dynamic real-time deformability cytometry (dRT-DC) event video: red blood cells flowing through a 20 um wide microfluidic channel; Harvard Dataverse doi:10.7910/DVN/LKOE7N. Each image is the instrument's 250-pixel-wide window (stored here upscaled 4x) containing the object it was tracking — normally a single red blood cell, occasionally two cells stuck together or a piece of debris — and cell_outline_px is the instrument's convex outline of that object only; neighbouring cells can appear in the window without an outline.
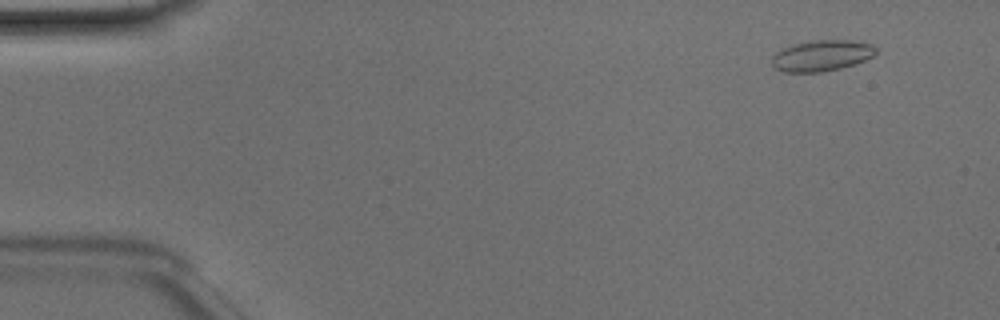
{"species": "Egyptian fruit bat (a non-hibernating species)", "species_latin": "Rousettus aegyptiacus", "temperature_condition": "room temperature", "stored_images_in_passage": 49, "camera_frame_rate_fps": 3000, "um_per_image_px": 0.085, "animal": {"sex": "male"}, "frame": {"image": 1, "passage_image": 4, "time_ms": 1.0, "image_size_px": [1000, 320], "cell_outline_px": [[876, 52], [872, 56], [856, 64], [840, 68], [820, 72], [784, 72], [776, 68], [772, 64], [772, 56], [776, 52], [792, 44], [816, 40], [852, 40], [872, 44], [876, 48]], "centroid_in_image_um": [69.85, 4.72], "position_along_channel_um": 15.2, "area_um2": 18.73}}
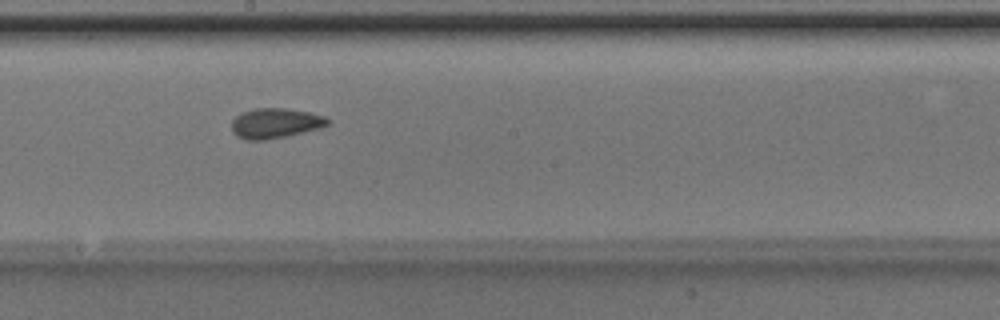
{"frame": {"image": 2, "passage_image": 27, "time_ms": 8.667, "image_size_px": [1000, 320], "cell_outline_px": [[332, 120], [328, 124], [320, 128], [284, 136], [264, 140], [248, 140], [236, 136], [232, 132], [232, 120], [240, 112], [256, 108], [288, 108], [308, 112], [324, 116]], "centroid_in_image_um": [23.38, 10.46], "position_along_channel_um": 224.8, "area_um2": 16.82}}
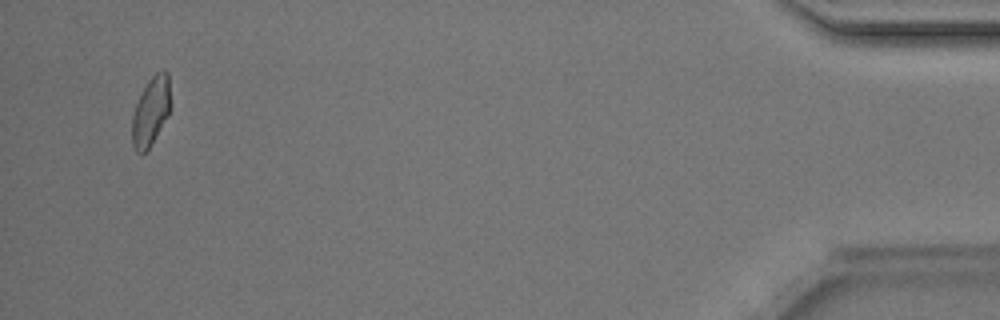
{"frame": {"image": 3, "passage_image": 47, "time_ms": 15.333, "image_size_px": [1000, 320], "cell_outline_px": [[168, 116], [148, 148], [144, 152], [136, 152], [132, 144], [132, 116], [136, 104], [148, 80], [156, 72], [164, 68], [168, 72]], "centroid_in_image_um": [12.79, 9.45], "position_along_channel_um": 422.4, "area_um2": 14.85}, "authors_computed_cell_mechanics": {"area_um2": 16.3574, "velocity_mm_per_s": 4.1626, "shape_relaxation_time_tau1_ms": 3.2059, "shape_relaxation_time_tau2_ms": 1.9505, "deformation_change_tau1": 0.098, "deformation_change_tau2": 0.0692}}